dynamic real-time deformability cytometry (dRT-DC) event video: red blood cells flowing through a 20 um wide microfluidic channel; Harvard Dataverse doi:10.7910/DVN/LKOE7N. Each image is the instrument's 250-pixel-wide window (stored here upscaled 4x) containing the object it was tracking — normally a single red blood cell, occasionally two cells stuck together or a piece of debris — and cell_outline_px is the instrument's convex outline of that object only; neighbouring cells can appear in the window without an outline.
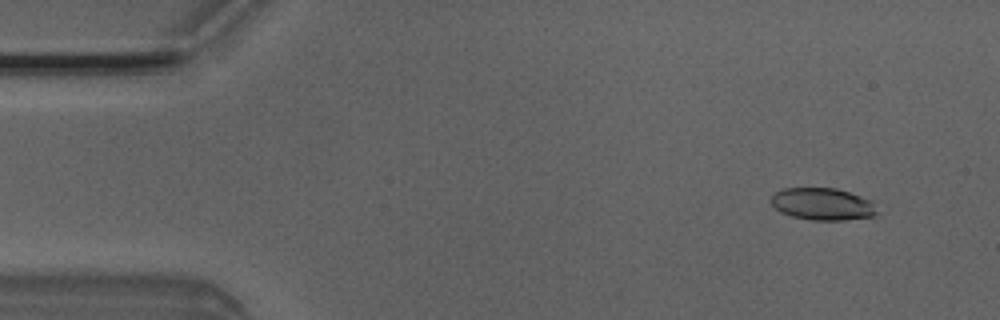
{"species": "Egyptian fruit bat (a non-hibernating species)", "species_latin": "Rousettus aegyptiacus", "temperature_condition": "room temperature", "stored_images_in_passage": 4, "camera_frame_rate_fps": 3000, "um_per_image_px": 0.085, "animal": {"sex": "male"}, "frame": {"image": 1, "passage_image": 2, "time_ms": 0.333, "image_size_px": [1000, 320], "cell_outline_px": [[876, 216], [844, 220], [812, 220], [792, 216], [780, 212], [772, 204], [772, 196], [776, 192], [784, 188], [836, 188], [872, 200], [876, 212]], "centroid_in_image_um": [69.93, 17.35], "position_along_channel_um": 15.1, "area_um2": 19.71}}